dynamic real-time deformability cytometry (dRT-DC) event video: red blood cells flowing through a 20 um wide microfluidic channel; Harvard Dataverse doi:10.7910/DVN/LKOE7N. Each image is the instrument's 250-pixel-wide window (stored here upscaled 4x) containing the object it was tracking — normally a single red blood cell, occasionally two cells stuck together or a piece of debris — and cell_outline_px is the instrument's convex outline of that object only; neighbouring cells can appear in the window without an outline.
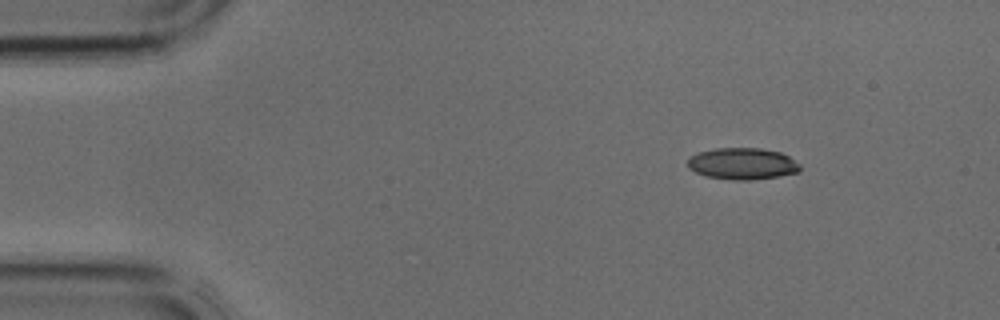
{"species": "common noctule bat (a hibernating species)", "species_latin": "Nyctalus noctula", "temperature_condition": "cold", "stored_images_in_passage": 3, "segment_of_instrument_passage": [1, 2], "camera_frame_rate_fps": 3000, "um_per_image_px": 0.085, "animal": {"sex": "male", "body_mass_g": 17.9, "forearm_length_mm": 54.2}, "frame": {"image": 1, "passage_image": 1, "time_ms": 0.0, "image_size_px": [1000, 320], "cell_outline_px": [[800, 172], [780, 176], [752, 180], [732, 180], [704, 176], [688, 168], [688, 160], [692, 156], [700, 152], [716, 148], [760, 148], [780, 152], [788, 156], [800, 164]], "centroid_in_image_um": [63.13, 13.92], "position_along_channel_um": 21.9, "area_um2": 20.75}}
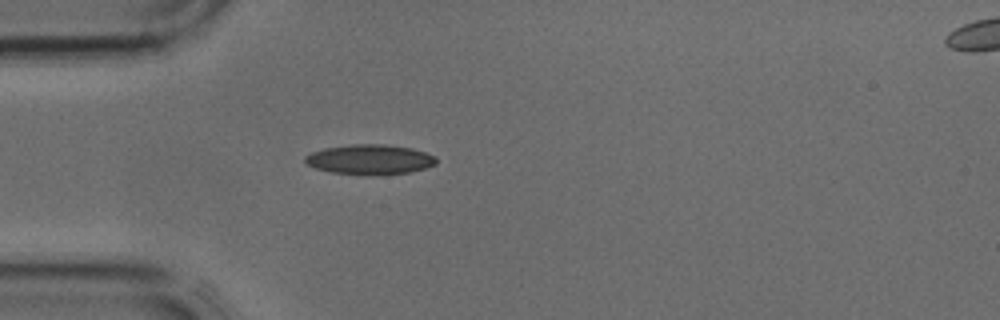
{"frame": {"image": 2, "passage_image": 2, "time_ms": 0.333, "image_size_px": [1000, 320], "cell_outline_px": [[436, 164], [412, 172], [332, 172], [316, 168], [308, 164], [304, 160], [304, 156], [312, 152], [324, 148], [352, 144], [384, 144], [412, 148], [436, 156]], "centroid_in_image_um": [31.44, 13.5], "position_along_channel_um": 53.6, "area_um2": 21.85}}